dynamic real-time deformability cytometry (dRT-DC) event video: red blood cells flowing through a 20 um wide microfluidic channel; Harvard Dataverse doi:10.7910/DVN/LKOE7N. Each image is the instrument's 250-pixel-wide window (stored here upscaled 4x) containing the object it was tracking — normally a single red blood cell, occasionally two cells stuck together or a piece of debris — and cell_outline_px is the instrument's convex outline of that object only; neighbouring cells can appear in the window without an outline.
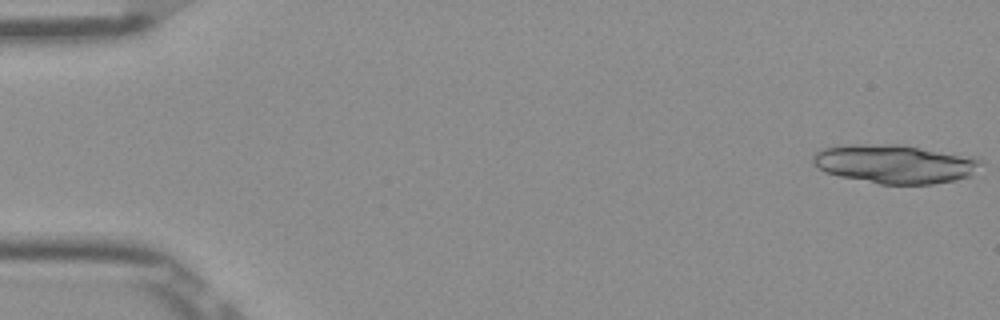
{"species": "Egyptian fruit bat (a non-hibernating species)", "species_latin": "Rousettus aegyptiacus", "temperature_condition": "room temperature", "stored_images_in_passage": 33, "camera_frame_rate_fps": 3000, "um_per_image_px": 0.085, "frame": {"image": 1, "passage_image": 1, "time_ms": 0.0, "image_size_px": [1000, 320], "cell_outline_px": [[984, 164], [972, 176], [956, 180], [932, 184], [880, 184], [840, 176], [824, 172], [816, 168], [812, 164], [812, 156], [816, 152], [824, 148], [848, 144], [900, 144], [976, 156], [984, 160]], "centroid_in_image_um": [76.13, 13.92], "position_along_channel_um": 8.9, "area_um2": 38.73}}
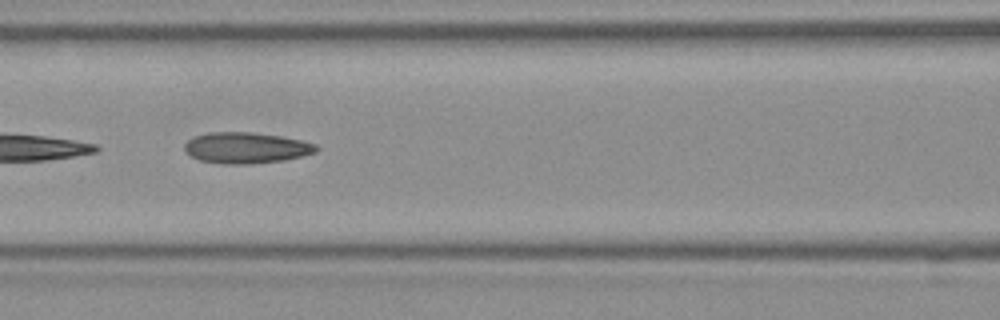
{"frame": {"image": 2, "passage_image": 23, "time_ms": 7.333, "image_size_px": [1000, 320], "cell_outline_px": [[320, 148], [316, 152], [304, 156], [284, 160], [252, 164], [224, 164], [200, 160], [192, 156], [184, 148], [184, 144], [192, 136], [208, 132], [252, 132], [280, 136], [304, 140], [316, 144]], "centroid_in_image_um": [20.96, 12.56], "position_along_channel_um": 145.6, "area_um2": 24.04}}